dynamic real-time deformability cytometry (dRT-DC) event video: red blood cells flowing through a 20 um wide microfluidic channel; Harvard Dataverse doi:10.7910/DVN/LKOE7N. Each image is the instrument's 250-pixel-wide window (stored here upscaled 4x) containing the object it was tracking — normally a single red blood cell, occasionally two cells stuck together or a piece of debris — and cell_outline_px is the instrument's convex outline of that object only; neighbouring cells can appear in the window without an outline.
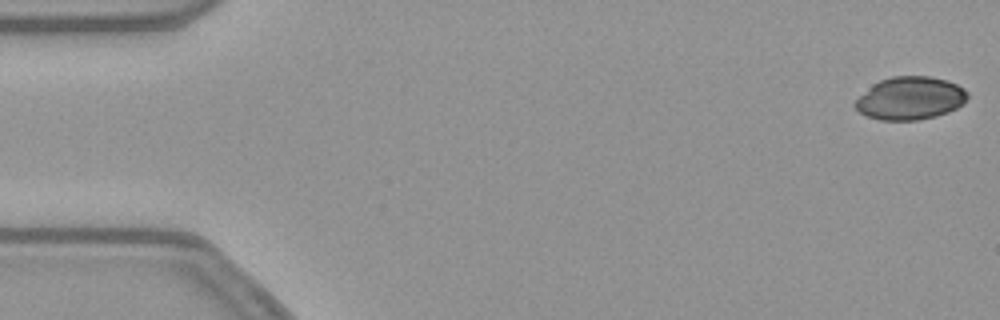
{"species": "common noctule bat (a hibernating species)", "species_latin": "Nyctalus noctula", "temperature_condition": "warm", "stored_images_in_passage": 53, "camera_frame_rate_fps": 3000, "um_per_image_px": 0.085, "animal": {"sex": "female", "body_mass_g": 21.9}, "frame": {"image": 1, "passage_image": 1, "time_ms": 0.0, "image_size_px": [1000, 320], "cell_outline_px": [[968, 96], [964, 104], [948, 112], [936, 116], [916, 120], [880, 120], [868, 116], [860, 112], [852, 104], [872, 84], [880, 80], [892, 76], [928, 76], [948, 80], [964, 88], [968, 92]], "centroid_in_image_um": [77.38, 8.34], "position_along_channel_um": 7.6, "area_um2": 28.15}}
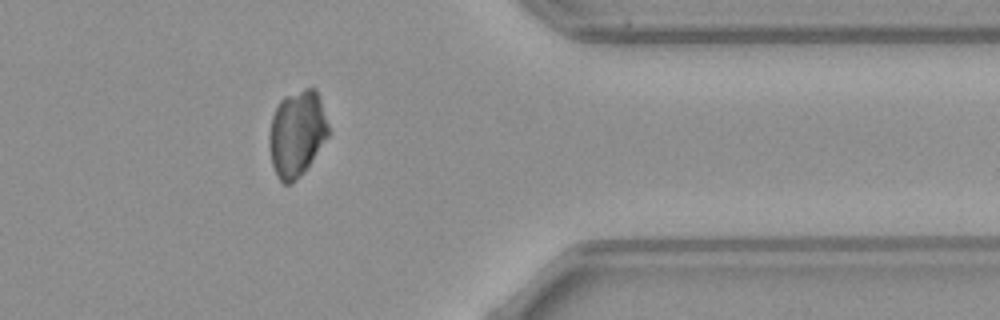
{"frame": {"image": 2, "passage_image": 43, "time_ms": 14.0, "image_size_px": [1000, 320], "cell_outline_px": [[332, 132], [304, 172], [292, 184], [284, 184], [276, 176], [272, 164], [268, 148], [268, 136], [272, 116], [280, 100], [284, 96], [304, 88], [316, 88], [320, 96]], "centroid_in_image_um": [25.26, 11.34], "position_along_channel_um": 386.1, "area_um2": 30.46}}
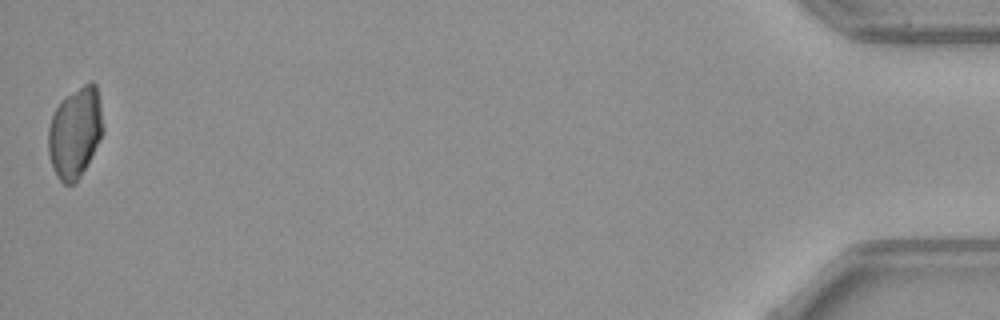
{"frame": {"image": 3, "passage_image": 53, "time_ms": 17.333, "image_size_px": [1000, 320], "cell_outline_px": [[104, 132], [88, 164], [76, 184], [64, 184], [56, 176], [52, 168], [48, 152], [48, 128], [52, 116], [60, 100], [88, 80], [92, 80], [96, 84], [100, 104], [104, 128]], "centroid_in_image_um": [6.39, 11.26], "position_along_channel_um": 428.8, "area_um2": 29.42}}